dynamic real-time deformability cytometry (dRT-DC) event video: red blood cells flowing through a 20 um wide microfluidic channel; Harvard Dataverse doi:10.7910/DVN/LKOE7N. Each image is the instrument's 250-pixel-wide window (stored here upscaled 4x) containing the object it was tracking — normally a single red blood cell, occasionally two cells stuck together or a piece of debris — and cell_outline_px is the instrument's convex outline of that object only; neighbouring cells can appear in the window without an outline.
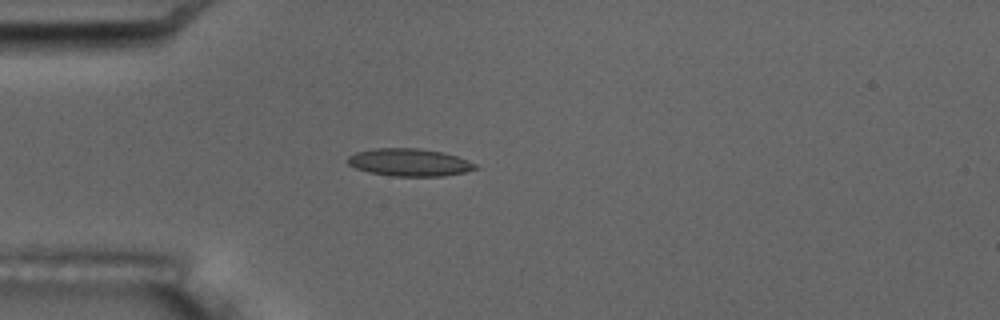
{"species": "common noctule bat (a hibernating species)", "species_latin": "Nyctalus noctula", "temperature_condition": "room temperature", "stored_images_in_passage": 10, "camera_frame_rate_fps": 3000, "um_per_image_px": 0.085, "animal": {"sex": "male", "body_mass_g": 17.5, "forearm_length_mm": 52.3}, "frame": {"image": 1, "passage_image": 4, "time_ms": 3.667, "image_size_px": [1000, 320], "cell_outline_px": [[480, 168], [464, 172], [444, 176], [392, 176], [368, 172], [356, 168], [348, 164], [348, 156], [356, 152], [376, 148], [416, 148], [444, 152], [468, 160], [476, 164]], "centroid_in_image_um": [34.82, 13.8], "position_along_channel_um": 50.2, "area_um2": 20.52}}